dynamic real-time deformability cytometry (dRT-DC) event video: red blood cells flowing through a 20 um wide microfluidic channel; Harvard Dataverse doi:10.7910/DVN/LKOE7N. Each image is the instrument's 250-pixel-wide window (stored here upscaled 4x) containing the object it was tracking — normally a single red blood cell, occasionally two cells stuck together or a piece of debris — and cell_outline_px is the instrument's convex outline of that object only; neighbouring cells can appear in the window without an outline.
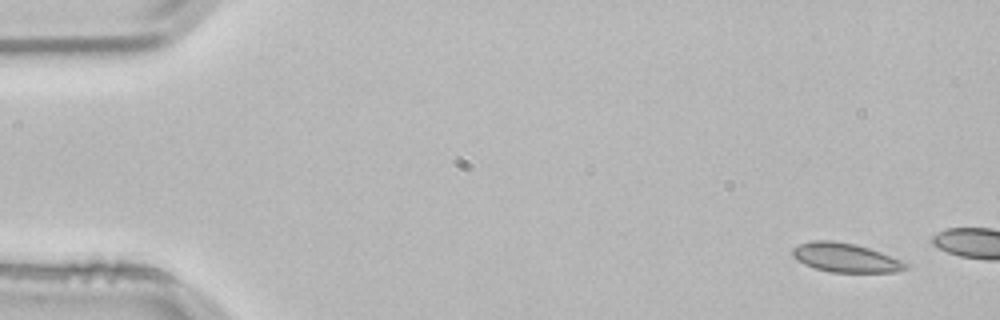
{"species": "common noctule bat (a hibernating species)", "species_latin": "Nyctalus noctula", "temperature_condition": "room temperature", "stored_images_in_passage": 3, "camera_frame_rate_fps": 3000, "um_per_image_px": 0.085, "animal": {"sex": "male", "body_mass_g": 21.5, "forearm_length_mm": 52.0}, "frame": {"image": 1, "passage_image": 1, "time_ms": 0.0, "image_size_px": [1000, 320], "cell_outline_px": [[908, 268], [896, 272], [832, 272], [816, 268], [804, 264], [796, 260], [792, 256], [792, 248], [800, 244], [812, 240], [832, 240], [856, 244], [880, 252], [900, 260], [908, 264]], "centroid_in_image_um": [71.83, 21.89], "position_along_channel_um": 13.2, "area_um2": 19.07}}